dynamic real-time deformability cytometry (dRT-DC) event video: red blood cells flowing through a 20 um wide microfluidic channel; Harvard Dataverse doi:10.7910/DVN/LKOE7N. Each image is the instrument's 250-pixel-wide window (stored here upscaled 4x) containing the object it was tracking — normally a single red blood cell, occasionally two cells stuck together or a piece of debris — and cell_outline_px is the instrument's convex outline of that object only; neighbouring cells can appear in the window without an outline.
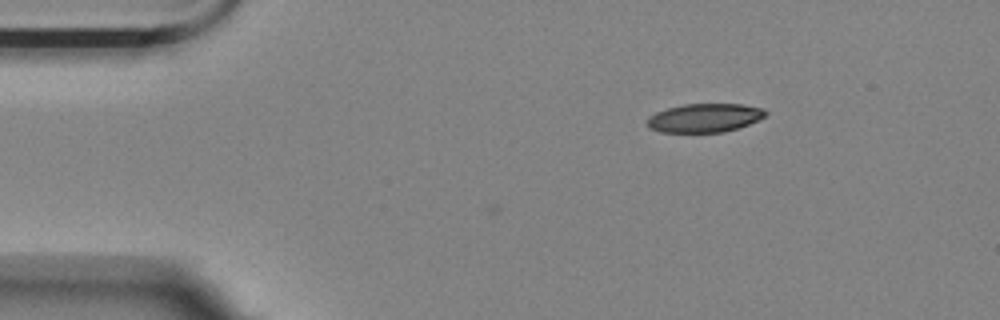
{"species": "Egyptian fruit bat (a non-hibernating species)", "species_latin": "Rousettus aegyptiacus", "temperature_condition": "room temperature", "stored_images_in_passage": 3, "camera_frame_rate_fps": 3000, "um_per_image_px": 0.085, "animal": {"sex": "female"}, "frame": {"image": 1, "passage_image": 1, "time_ms": 0.0, "image_size_px": [1000, 320], "cell_outline_px": [[768, 112], [764, 116], [748, 124], [724, 132], [660, 132], [648, 128], [648, 116], [656, 112], [668, 108], [684, 104], [744, 104], [764, 108]], "centroid_in_image_um": [59.88, 10.01], "position_along_channel_um": 25.1, "area_um2": 19.71}}